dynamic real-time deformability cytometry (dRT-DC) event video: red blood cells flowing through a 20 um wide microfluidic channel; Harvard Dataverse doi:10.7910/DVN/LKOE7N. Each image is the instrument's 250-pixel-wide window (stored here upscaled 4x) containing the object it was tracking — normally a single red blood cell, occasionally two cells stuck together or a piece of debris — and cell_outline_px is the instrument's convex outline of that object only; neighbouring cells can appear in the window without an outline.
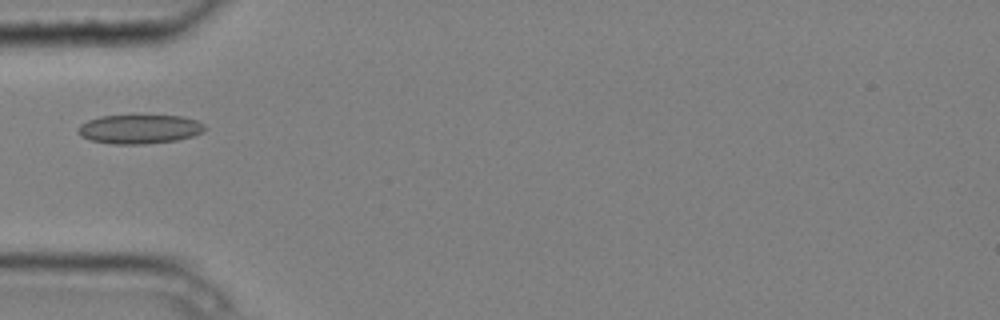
{"species": "common noctule bat (a hibernating species)", "species_latin": "Nyctalus noctula", "temperature_condition": "cold", "stored_images_in_passage": 6, "camera_frame_rate_fps": 3000, "um_per_image_px": 0.085, "animal": {"sex": "male", "body_mass_g": 20.4}, "frame": {"image": 1, "passage_image": 5, "time_ms": 1.333, "image_size_px": [1000, 320], "cell_outline_px": [[208, 128], [192, 136], [176, 140], [144, 144], [112, 144], [88, 140], [80, 136], [76, 132], [76, 128], [80, 124], [88, 120], [100, 116], [184, 116], [196, 120], [204, 124]], "centroid_in_image_um": [11.8, 10.98], "position_along_channel_um": 73.2, "area_um2": 21.56}}
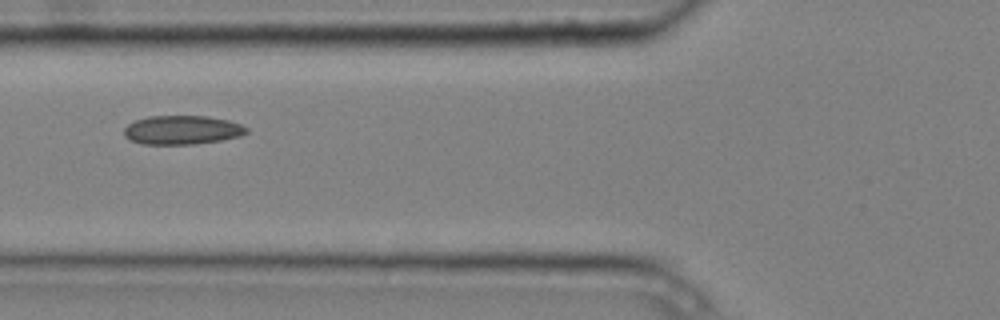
{"frame": {"image": 2, "passage_image": 6, "time_ms": 1.667, "image_size_px": [1000, 320], "cell_outline_px": [[248, 132], [240, 136], [220, 140], [196, 144], [140, 144], [128, 140], [124, 136], [124, 128], [128, 124], [136, 120], [148, 116], [208, 116], [228, 120], [240, 124], [248, 128]], "centroid_in_image_um": [15.45, 11.05], "position_along_channel_um": 110.3, "area_um2": 20.75}}